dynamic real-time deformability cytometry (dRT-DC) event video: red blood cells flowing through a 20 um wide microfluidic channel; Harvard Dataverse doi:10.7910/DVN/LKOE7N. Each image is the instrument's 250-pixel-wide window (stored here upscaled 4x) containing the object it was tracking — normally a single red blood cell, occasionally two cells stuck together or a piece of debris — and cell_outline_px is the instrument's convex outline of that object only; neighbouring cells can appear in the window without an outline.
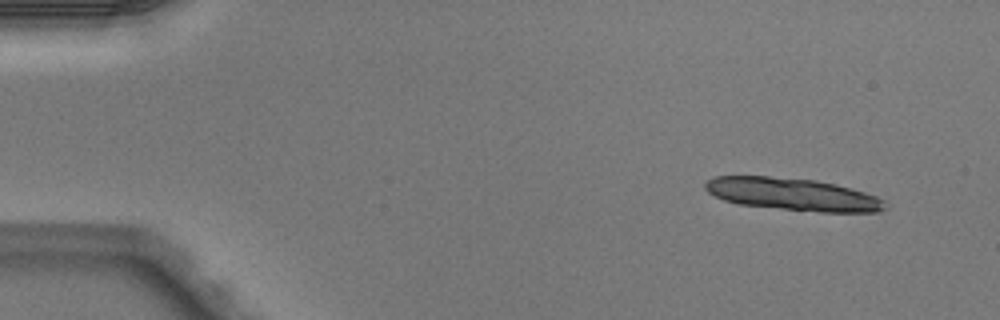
{"species": "Egyptian fruit bat (a non-hibernating species)", "species_latin": "Rousettus aegyptiacus", "temperature_condition": "warm", "stored_images_in_passage": 11, "camera_frame_rate_fps": 3000, "um_per_image_px": 0.085, "animal": {"sex": "male"}, "frame": {"image": 1, "passage_image": 1, "time_ms": 0.0, "image_size_px": [1000, 320], "cell_outline_px": [[884, 208], [876, 212], [820, 212], [740, 204], [724, 200], [708, 192], [704, 188], [704, 184], [708, 180], [716, 176], [768, 176], [816, 180], [836, 184], [864, 192], [876, 196], [884, 200]], "centroid_in_image_um": [67.37, 16.5], "position_along_channel_um": 17.6, "area_um2": 33.64}}